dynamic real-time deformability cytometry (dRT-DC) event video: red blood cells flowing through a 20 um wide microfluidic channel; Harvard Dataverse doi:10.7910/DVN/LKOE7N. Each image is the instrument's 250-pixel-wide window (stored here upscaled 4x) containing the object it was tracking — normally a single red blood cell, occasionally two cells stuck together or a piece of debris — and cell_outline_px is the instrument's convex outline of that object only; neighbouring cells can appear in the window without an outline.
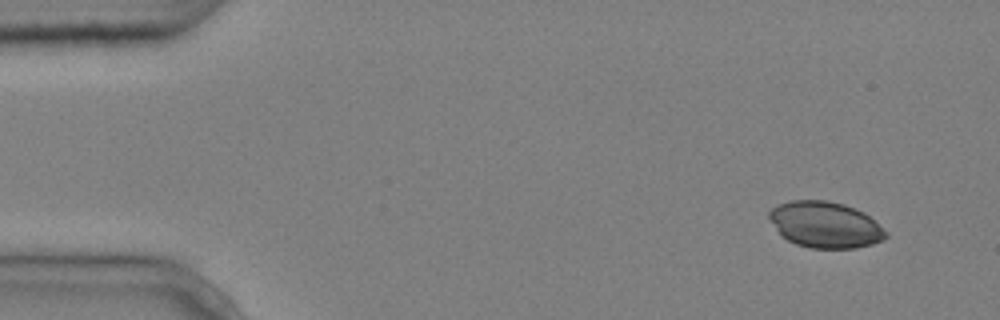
{"species": "common noctule bat (a hibernating species)", "species_latin": "Nyctalus noctula", "temperature_condition": "cold", "stored_images_in_passage": 4, "camera_frame_rate_fps": 3000, "um_per_image_px": 0.085, "animal": {"sex": "male", "body_mass_g": 20.4}, "frame": {"image": 1, "passage_image": 1, "time_ms": 0.0, "image_size_px": [1000, 320], "cell_outline_px": [[888, 236], [884, 240], [872, 244], [856, 248], [808, 248], [796, 244], [780, 236], [768, 216], [768, 212], [776, 204], [792, 200], [824, 200], [844, 204], [864, 212], [888, 232]], "centroid_in_image_um": [70.13, 19.1], "position_along_channel_um": 14.9, "area_um2": 31.62}}
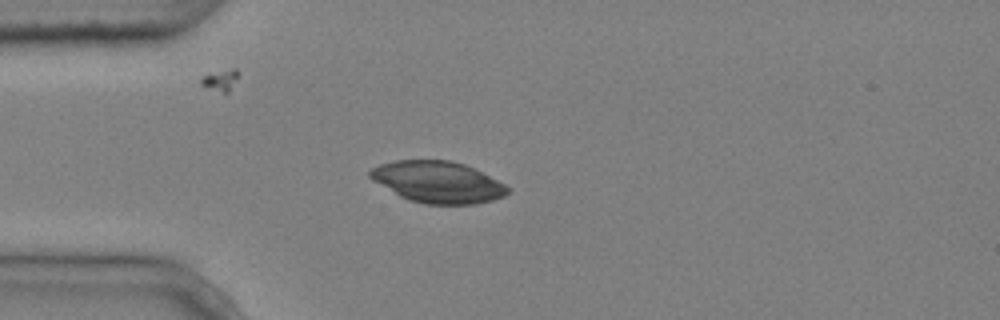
{"frame": {"image": 2, "passage_image": 3, "time_ms": 0.667, "image_size_px": [1000, 320], "cell_outline_px": [[512, 188], [504, 196], [492, 200], [476, 204], [424, 204], [408, 200], [400, 196], [372, 180], [368, 176], [368, 172], [372, 168], [380, 164], [396, 160], [448, 160], [464, 164]], "centroid_in_image_um": [37.19, 15.48], "position_along_channel_um": 47.8, "area_um2": 33.12}}